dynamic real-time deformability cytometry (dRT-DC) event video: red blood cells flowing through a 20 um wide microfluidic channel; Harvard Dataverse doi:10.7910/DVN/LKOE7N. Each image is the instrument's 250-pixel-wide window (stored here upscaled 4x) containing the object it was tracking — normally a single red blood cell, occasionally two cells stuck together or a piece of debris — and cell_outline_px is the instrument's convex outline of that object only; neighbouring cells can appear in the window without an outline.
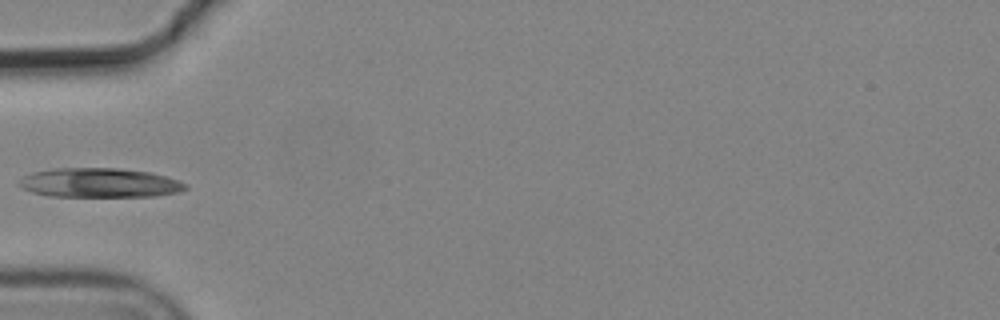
{"species": "common noctule bat (a hibernating species)", "species_latin": "Nyctalus noctula", "temperature_condition": "cold", "stored_images_in_passage": 4, "camera_frame_rate_fps": 3000, "um_per_image_px": 0.085, "animal": {"sex": "male", "body_mass_g": 19.2, "forearm_length_mm": 51.8}, "frame": {"image": 1, "passage_image": 4, "time_ms": 1.0, "image_size_px": [1000, 320], "cell_outline_px": [[188, 188], [180, 192], [156, 196], [48, 196], [32, 192], [16, 184], [24, 176], [32, 172], [52, 168], [116, 168], [148, 172], [164, 176], [188, 184]], "centroid_in_image_um": [8.45, 15.54], "position_along_channel_um": 76.6, "area_um2": 28.38}}